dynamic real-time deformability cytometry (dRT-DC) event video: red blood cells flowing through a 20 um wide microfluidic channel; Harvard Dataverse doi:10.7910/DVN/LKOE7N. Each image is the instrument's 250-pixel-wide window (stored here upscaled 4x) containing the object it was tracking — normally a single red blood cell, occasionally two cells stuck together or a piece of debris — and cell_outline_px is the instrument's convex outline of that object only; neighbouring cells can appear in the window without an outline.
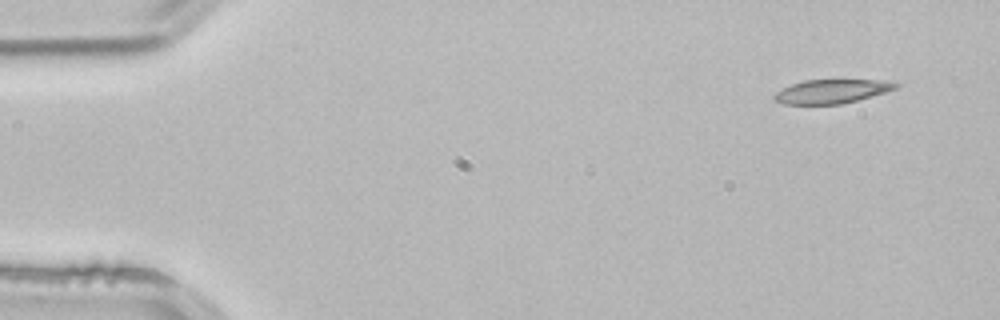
{"species": "common noctule bat (a hibernating species)", "species_latin": "Nyctalus noctula", "temperature_condition": "room temperature", "stored_images_in_passage": 3, "camera_frame_rate_fps": 3000, "um_per_image_px": 0.085, "animal": {"sex": "male", "body_mass_g": 21.5, "forearm_length_mm": 52.0}, "frame": {"image": 1, "passage_image": 1, "time_ms": 0.0, "image_size_px": [1000, 320], "cell_outline_px": [[900, 84], [896, 88], [884, 92], [856, 100], [840, 104], [784, 104], [776, 100], [772, 96], [776, 92], [792, 84], [804, 80], [880, 80]], "centroid_in_image_um": [70.66, 7.76], "position_along_channel_um": 14.3, "area_um2": 16.53}}
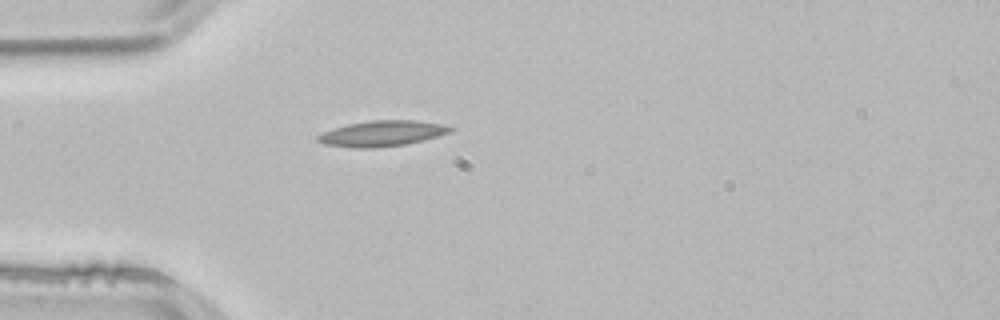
{"frame": {"image": 2, "passage_image": 3, "time_ms": 0.667, "image_size_px": [1000, 320], "cell_outline_px": [[456, 128], [452, 132], [404, 144], [376, 148], [356, 148], [324, 144], [316, 140], [316, 136], [332, 128], [348, 124], [372, 120], [416, 120], [444, 124]], "centroid_in_image_um": [32.48, 11.33], "position_along_channel_um": 52.5, "area_um2": 19.77}}